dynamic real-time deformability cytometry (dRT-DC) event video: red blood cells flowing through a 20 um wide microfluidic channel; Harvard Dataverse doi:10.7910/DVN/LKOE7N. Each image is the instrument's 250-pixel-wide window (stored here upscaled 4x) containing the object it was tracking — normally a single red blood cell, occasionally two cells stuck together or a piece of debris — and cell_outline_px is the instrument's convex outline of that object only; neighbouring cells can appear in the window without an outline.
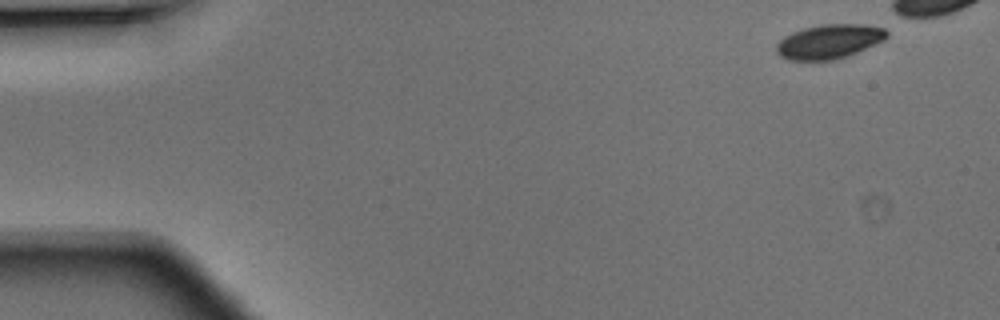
{"species": "Egyptian fruit bat (a non-hibernating species)", "species_latin": "Rousettus aegyptiacus", "temperature_condition": "warm", "stored_images_in_passage": 4, "camera_frame_rate_fps": 3000, "um_per_image_px": 0.085, "animal": {"sex": "male"}, "frame": {"image": 1, "passage_image": 1, "time_ms": 0.0, "image_size_px": [1000, 320], "cell_outline_px": [[888, 36], [884, 40], [848, 56], [832, 60], [788, 60], [780, 56], [776, 52], [776, 44], [784, 36], [792, 32], [804, 28], [824, 24], [864, 24], [884, 28], [888, 32]], "centroid_in_image_um": [70.47, 3.53], "position_along_channel_um": 14.5, "area_um2": 22.08}}
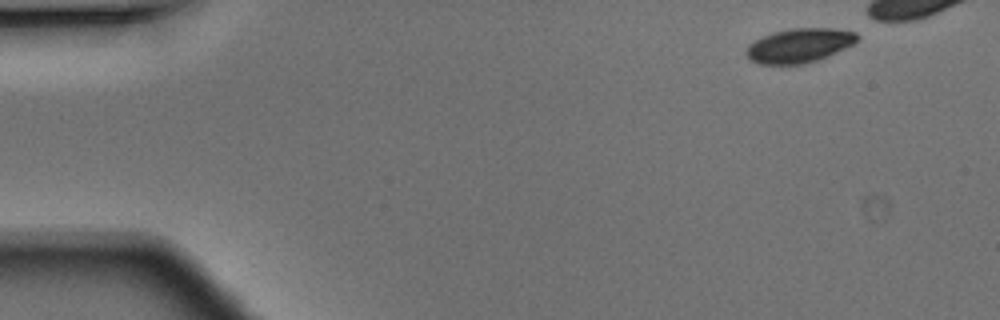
{"frame": {"image": 2, "passage_image": 2, "time_ms": 0.333, "image_size_px": [1000, 320], "cell_outline_px": [[292, 272], [280, 284], [256, 276], [252, 272], [240, 240], [240, 224], [252, 228], [280, 240], [288, 248], [292, 268]], "centroid_in_image_um": [22.59, 21.68], "position_along_channel_um": 62.4, "area_um2": 14.28}}